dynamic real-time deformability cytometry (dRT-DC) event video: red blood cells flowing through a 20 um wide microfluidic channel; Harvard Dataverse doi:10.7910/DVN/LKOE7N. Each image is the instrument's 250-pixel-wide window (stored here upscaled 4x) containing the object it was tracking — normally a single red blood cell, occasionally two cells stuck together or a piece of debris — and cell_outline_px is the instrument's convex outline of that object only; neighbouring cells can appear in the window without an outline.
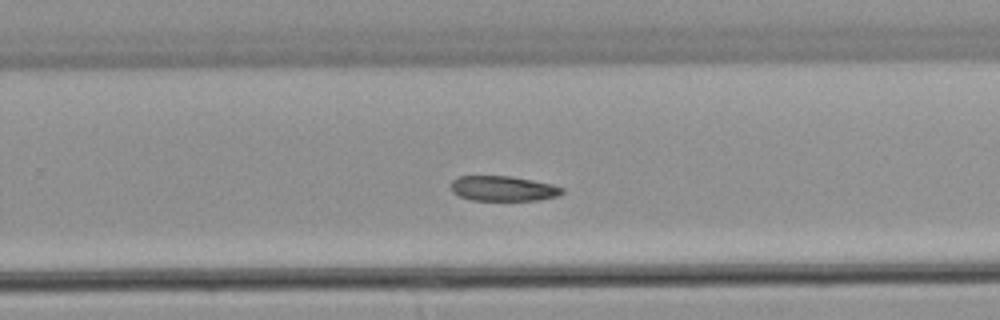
{"species": "common noctule bat (a hibernating species)", "species_latin": "Nyctalus noctula", "temperature_condition": "warm", "stored_images_in_passage": 48, "camera_frame_rate_fps": 3000, "um_per_image_px": 0.085, "animal": {"sex": "male", "body_mass_g": 21.5, "forearm_length_mm": 52.0}, "frame": {"image": 1, "passage_image": 28, "time_ms": 9.0, "image_size_px": [1000, 320], "cell_outline_px": [[564, 192], [556, 196], [540, 200], [472, 200], [460, 196], [452, 192], [452, 180], [456, 176], [512, 176], [552, 184], [564, 188]], "centroid_in_image_um": [42.77, 16.02], "position_along_channel_um": 287.0, "area_um2": 16.24}}